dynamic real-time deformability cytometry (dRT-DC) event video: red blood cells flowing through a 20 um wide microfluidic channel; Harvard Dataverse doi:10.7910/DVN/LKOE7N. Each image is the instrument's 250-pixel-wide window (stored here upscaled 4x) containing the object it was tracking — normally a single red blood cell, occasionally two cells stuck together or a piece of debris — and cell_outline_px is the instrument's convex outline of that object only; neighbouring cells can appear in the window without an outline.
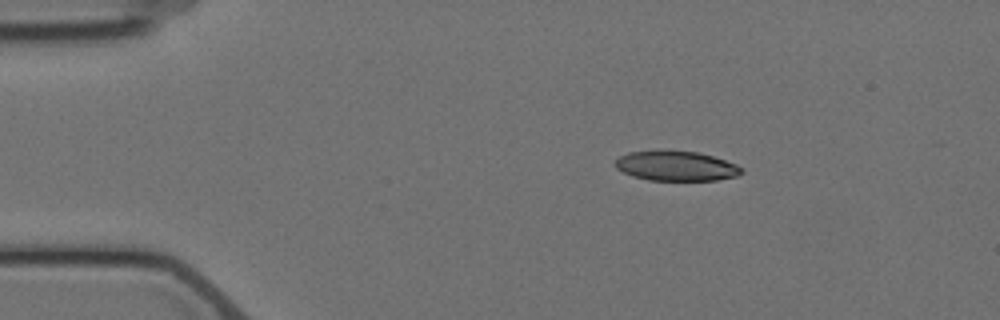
{"species": "Egyptian fruit bat (a non-hibernating species)", "species_latin": "Rousettus aegyptiacus", "temperature_condition": "cold", "stored_images_in_passage": 3, "camera_frame_rate_fps": 3000, "um_per_image_px": 0.085, "animal": {"sex": "female"}, "frame": {"image": 1, "passage_image": 1, "time_ms": 0.0, "image_size_px": [1000, 320], "cell_outline_px": [[744, 172], [736, 176], [716, 180], [648, 180], [632, 176], [616, 168], [616, 160], [620, 156], [628, 152], [656, 148], [664, 148], [696, 152], [712, 156], [736, 164], [744, 168]], "centroid_in_image_um": [57.44, 14.07], "position_along_channel_um": 27.6, "area_um2": 22.48}}